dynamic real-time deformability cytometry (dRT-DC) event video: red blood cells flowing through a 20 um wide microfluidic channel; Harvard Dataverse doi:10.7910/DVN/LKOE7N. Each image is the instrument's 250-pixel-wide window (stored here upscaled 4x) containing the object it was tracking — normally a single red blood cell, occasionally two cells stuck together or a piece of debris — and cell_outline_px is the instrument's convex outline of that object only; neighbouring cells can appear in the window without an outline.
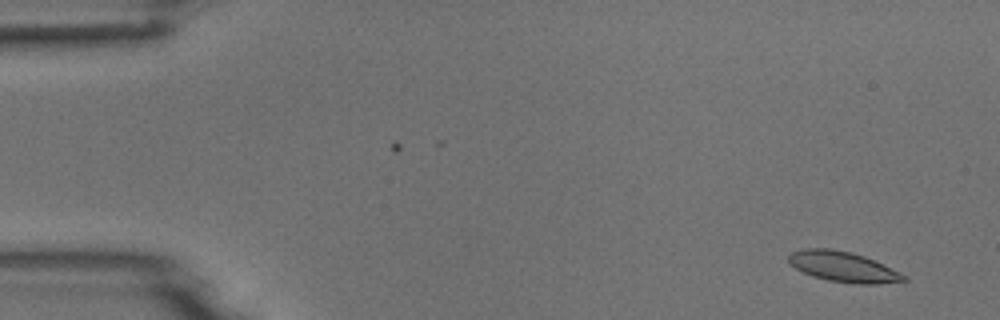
{"species": "common noctule bat (a hibernating species)", "species_latin": "Nyctalus noctula", "temperature_condition": "room temperature", "stored_images_in_passage": 5, "camera_frame_rate_fps": 3000, "um_per_image_px": 0.085, "animal": {"sex": "male", "body_mass_g": 18.8}, "frame": {"image": 1, "passage_image": 2, "time_ms": 0.333, "image_size_px": [1000, 320], "cell_outline_px": [[908, 280], [880, 284], [856, 284], [828, 280], [812, 276], [796, 268], [788, 260], [788, 256], [792, 252], [804, 248], [832, 248], [852, 252], [864, 256], [900, 272], [908, 276]], "centroid_in_image_um": [71.69, 22.67], "position_along_channel_um": 13.3, "area_um2": 20.35}}
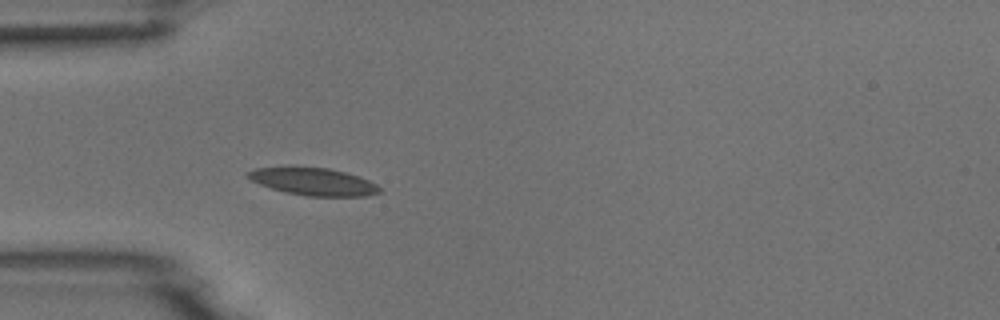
{"frame": {"image": 2, "passage_image": 5, "time_ms": 1.333, "image_size_px": [1000, 320], "cell_outline_px": [[380, 192], [368, 196], [308, 196], [284, 192], [260, 184], [244, 176], [244, 172], [256, 168], [292, 164], [328, 168], [360, 176], [376, 184], [380, 188]], "centroid_in_image_um": [26.55, 15.39], "position_along_channel_um": 58.4, "area_um2": 21.79}}